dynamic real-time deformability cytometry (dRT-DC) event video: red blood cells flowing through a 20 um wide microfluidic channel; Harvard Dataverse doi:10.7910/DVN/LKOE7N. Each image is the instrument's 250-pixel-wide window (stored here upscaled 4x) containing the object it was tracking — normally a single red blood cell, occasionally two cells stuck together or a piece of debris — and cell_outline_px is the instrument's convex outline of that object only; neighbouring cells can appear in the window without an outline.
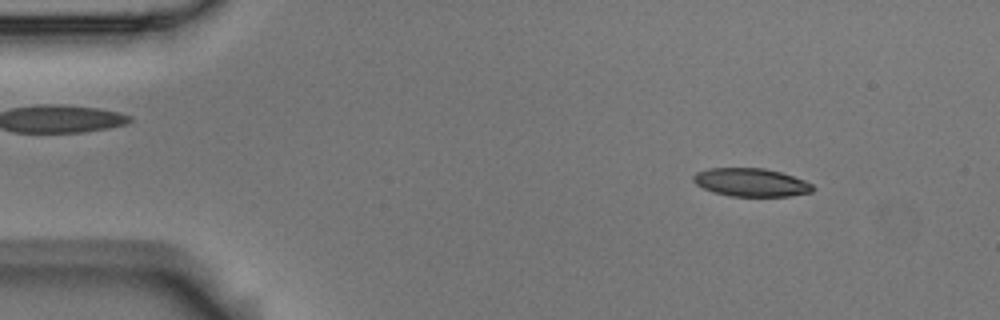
{"species": "Egyptian fruit bat (a non-hibernating species)", "species_latin": "Rousettus aegyptiacus", "temperature_condition": "room temperature", "stored_images_in_passage": 53, "camera_frame_rate_fps": 3000, "um_per_image_px": 0.085, "animal": {"sex": "male"}, "frame": {"image": 1, "passage_image": 6, "time_ms": 1.667, "image_size_px": [1000, 320], "cell_outline_px": [[816, 188], [812, 192], [788, 196], [732, 196], [712, 192], [696, 184], [692, 180], [692, 176], [696, 172], [708, 168], [764, 168], [780, 172], [804, 180], [812, 184]], "centroid_in_image_um": [63.82, 15.5], "position_along_channel_um": 21.2, "area_um2": 19.65}}
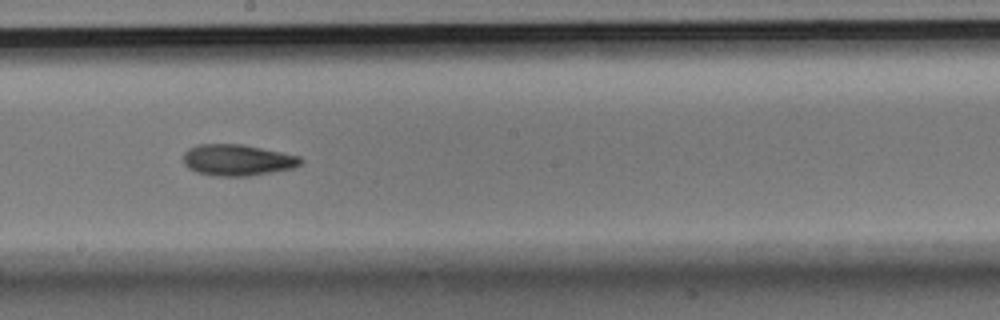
{"frame": {"image": 2, "passage_image": 29, "time_ms": 9.333, "image_size_px": [1000, 320], "cell_outline_px": [[304, 160], [300, 164], [292, 168], [248, 176], [216, 176], [196, 172], [188, 168], [184, 164], [184, 152], [188, 148], [196, 144], [244, 144], [300, 156]], "centroid_in_image_um": [20.16, 13.59], "position_along_channel_um": 228.0, "area_um2": 21.44}}
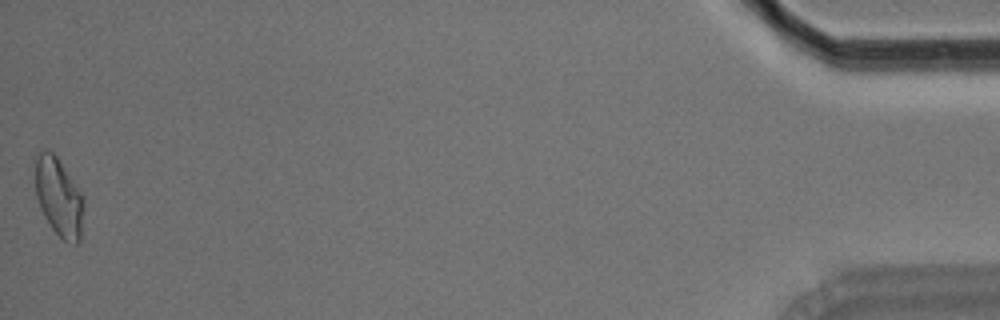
{"frame": {"image": 3, "passage_image": 53, "time_ms": 17.333, "image_size_px": [1000, 320], "cell_outline_px": [[84, 204], [80, 240], [76, 244], [64, 240], [52, 228], [44, 216], [40, 208], [36, 196], [32, 160], [44, 148], [48, 148], [56, 156], [80, 192], [84, 200]], "centroid_in_image_um": [4.94, 16.7], "position_along_channel_um": 430.3, "area_um2": 22.37}, "authors_computed_cell_mechanics": {"area_um2": 20.9814, "velocity_mm_per_s": 3.7281, "shape_relaxation_time_tau1_ms": 4.4784, "shape_relaxation_time_tau2_ms": 8.6711, "deformation_change_tau1": 0.1456, "deformation_change_tau2": 0.164}}